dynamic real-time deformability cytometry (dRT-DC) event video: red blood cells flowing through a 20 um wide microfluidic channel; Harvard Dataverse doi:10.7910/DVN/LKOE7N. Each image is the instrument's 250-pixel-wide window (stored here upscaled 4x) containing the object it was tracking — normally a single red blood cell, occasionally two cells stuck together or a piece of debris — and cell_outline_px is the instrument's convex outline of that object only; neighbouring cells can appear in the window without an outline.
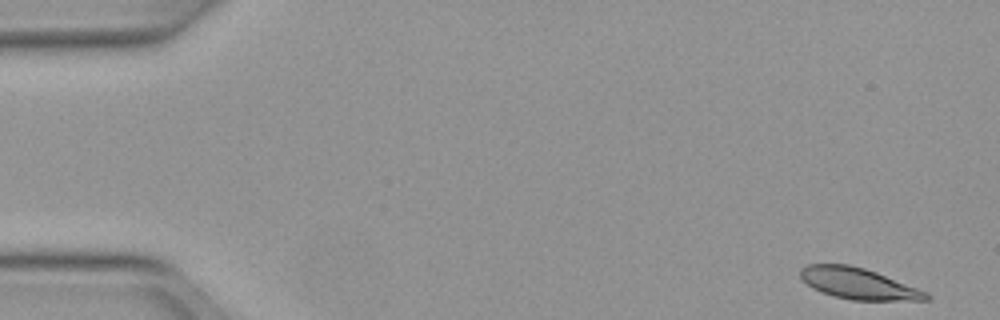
{"species": "Egyptian fruit bat (a non-hibernating species)", "species_latin": "Rousettus aegyptiacus", "temperature_condition": "warm", "stored_images_in_passage": 50, "camera_frame_rate_fps": 3000, "um_per_image_px": 0.085, "animal": {"sex": "female"}, "frame": {"image": 1, "passage_image": 1, "time_ms": 0.0, "image_size_px": [1000, 320], "cell_outline_px": [[932, 296], [928, 300], [852, 300], [832, 296], [820, 292], [812, 288], [800, 276], [800, 268], [808, 264], [848, 264], [864, 268], [876, 272], [928, 292]], "centroid_in_image_um": [72.96, 24.1], "position_along_channel_um": 12.0, "area_um2": 22.83}}
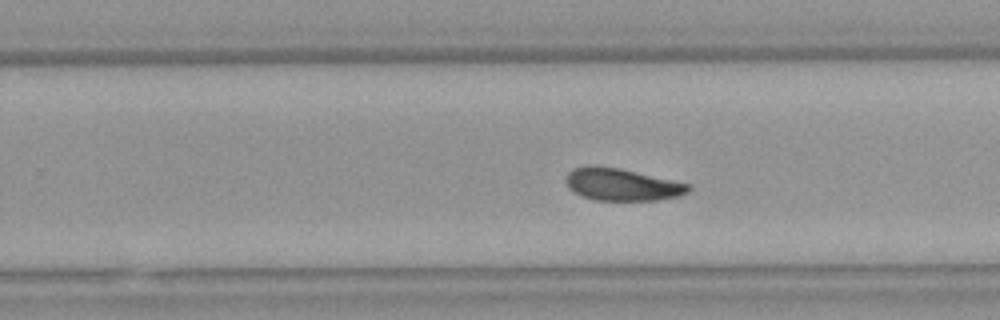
{"frame": {"image": 2, "passage_image": 31, "time_ms": 10.0, "image_size_px": [1000, 320], "cell_outline_px": [[692, 188], [688, 192], [680, 196], [656, 200], [596, 200], [580, 196], [572, 192], [568, 188], [564, 180], [568, 172], [572, 168], [588, 164], [592, 164], [620, 168], [692, 184]], "centroid_in_image_um": [52.83, 15.67], "position_along_channel_um": 277.0, "area_um2": 23.58}}
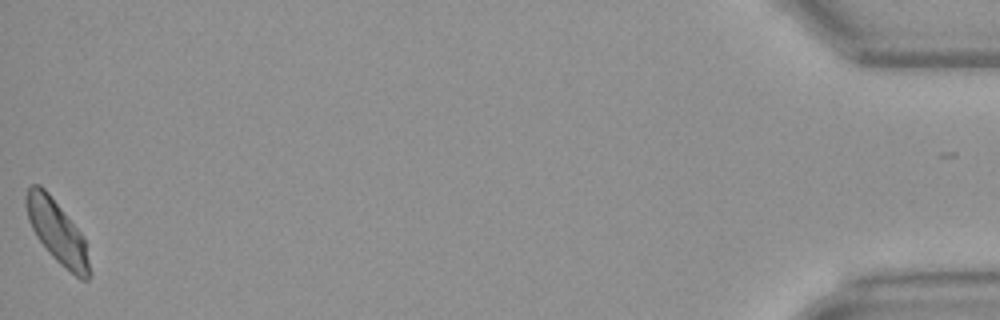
{"frame": {"image": 3, "passage_image": 50, "time_ms": 16.333, "image_size_px": [1000, 320], "cell_outline_px": [[92, 272], [88, 280], [80, 280], [60, 264], [48, 252], [36, 236], [28, 220], [24, 204], [24, 196], [28, 188], [32, 184], [40, 184], [48, 192], [84, 236]], "centroid_in_image_um": [4.86, 19.72], "position_along_channel_um": 430.3, "area_um2": 23.52}, "authors_computed_cell_mechanics": {"area_um2": 23.4957, "velocity_mm_per_s": 3.9693, "shape_relaxation_time_tau1_ms": 4.5512, "shape_relaxation_time_tau2_ms": 7.8321, "deformation_change_tau1": 0.1358, "deformation_change_tau2": 0.1445}}